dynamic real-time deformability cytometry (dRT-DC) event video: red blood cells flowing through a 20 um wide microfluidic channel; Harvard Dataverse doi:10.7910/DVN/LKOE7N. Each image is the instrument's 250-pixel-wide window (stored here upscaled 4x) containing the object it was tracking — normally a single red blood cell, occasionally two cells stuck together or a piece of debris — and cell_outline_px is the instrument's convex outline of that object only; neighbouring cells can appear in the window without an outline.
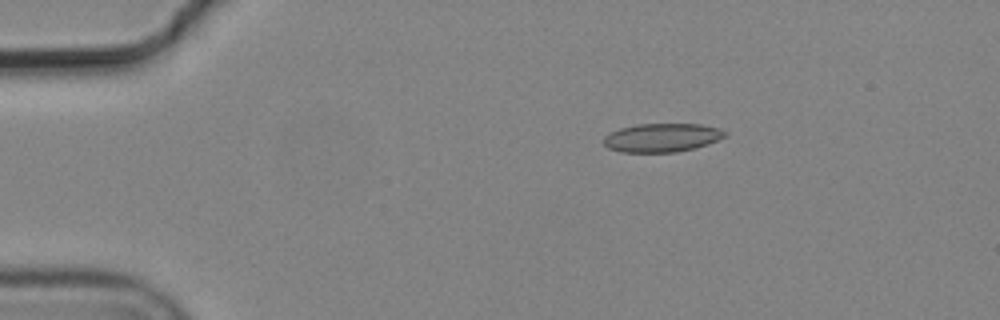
{"species": "common noctule bat (a hibernating species)", "species_latin": "Nyctalus noctula", "temperature_condition": "cold", "stored_images_in_passage": 5, "camera_frame_rate_fps": 3000, "um_per_image_px": 0.085, "animal": {"sex": "male", "body_mass_g": 19.2, "forearm_length_mm": 51.8}, "frame": {"image": 1, "passage_image": 3, "time_ms": 0.667, "image_size_px": [1000, 320], "cell_outline_px": [[728, 132], [724, 136], [708, 144], [696, 148], [676, 152], [620, 152], [608, 148], [604, 144], [604, 136], [620, 128], [636, 124], [700, 124], [720, 128]], "centroid_in_image_um": [56.27, 11.7], "position_along_channel_um": 28.7, "area_um2": 20.23}}